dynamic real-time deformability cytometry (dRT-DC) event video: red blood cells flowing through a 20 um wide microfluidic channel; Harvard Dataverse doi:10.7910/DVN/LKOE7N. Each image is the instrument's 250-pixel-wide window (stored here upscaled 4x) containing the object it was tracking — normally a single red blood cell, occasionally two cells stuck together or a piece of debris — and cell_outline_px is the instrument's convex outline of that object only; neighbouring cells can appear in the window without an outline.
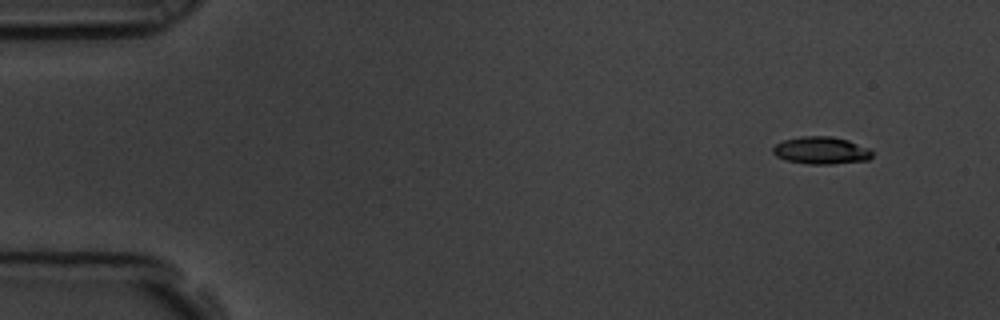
{"species": "common noctule bat (a hibernating species)", "species_latin": "Nyctalus noctula", "temperature_condition": "room temperature", "stored_images_in_passage": 7, "camera_frame_rate_fps": 3000, "um_per_image_px": 0.085, "animal": {"sex": "male", "body_mass_g": 19.5, "forearm_length_mm": 54.6}, "frame": {"image": 1, "passage_image": 1, "time_ms": 0.0, "image_size_px": [1000, 320], "cell_outline_px": [[872, 156], [868, 160], [832, 164], [808, 164], [784, 160], [776, 156], [772, 152], [772, 148], [776, 144], [784, 140], [800, 136], [832, 136], [848, 140], [868, 148], [872, 152]], "centroid_in_image_um": [69.77, 12.79], "position_along_channel_um": 15.2, "area_um2": 15.9}}
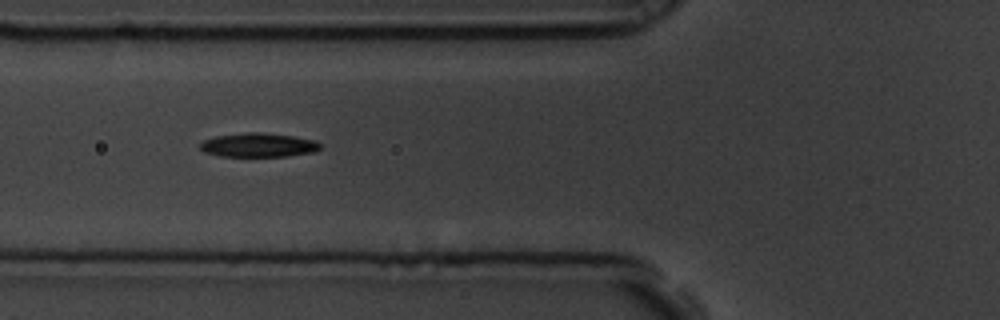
{"frame": {"image": 2, "passage_image": 6, "time_ms": 1.667, "image_size_px": [1000, 320], "cell_outline_px": [[320, 148], [316, 152], [288, 156], [220, 156], [204, 152], [200, 148], [200, 144], [204, 140], [216, 136], [248, 132], [260, 132], [292, 136], [316, 140], [320, 144]], "centroid_in_image_um": [21.99, 12.33], "position_along_channel_um": 103.8, "area_um2": 16.76}}
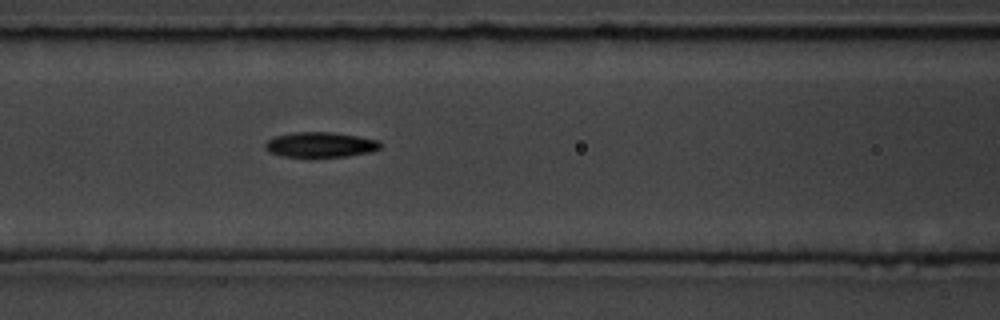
{"frame": {"image": 3, "passage_image": 7, "time_ms": 2.0, "image_size_px": [1000, 320], "cell_outline_px": [[384, 144], [380, 148], [368, 152], [348, 156], [280, 156], [268, 152], [264, 148], [264, 144], [268, 140], [276, 136], [292, 132], [332, 132], [380, 140]], "centroid_in_image_um": [27.23, 12.29], "position_along_channel_um": 139.4, "area_um2": 16.82}}